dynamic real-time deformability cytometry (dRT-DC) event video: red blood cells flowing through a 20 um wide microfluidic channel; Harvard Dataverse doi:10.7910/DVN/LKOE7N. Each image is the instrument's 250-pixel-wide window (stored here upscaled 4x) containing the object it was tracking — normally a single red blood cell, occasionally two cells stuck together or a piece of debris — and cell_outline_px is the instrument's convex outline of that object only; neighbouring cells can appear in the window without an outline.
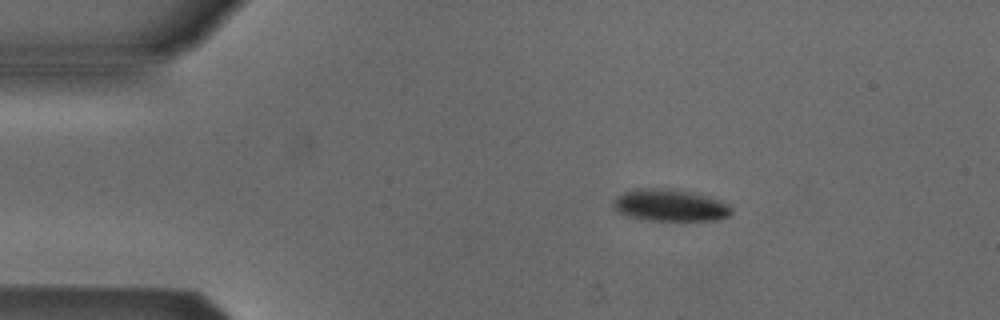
{"species": "Egyptian fruit bat (a non-hibernating species)", "species_latin": "Rousettus aegyptiacus", "temperature_condition": "cold", "stored_images_in_passage": 6, "camera_frame_rate_fps": 3000, "um_per_image_px": 0.085, "animal": {"sex": "male"}, "frame": {"image": 1, "passage_image": 3, "time_ms": 2.667, "image_size_px": [1000, 320], "cell_outline_px": [[732, 212], [728, 216], [716, 220], [648, 220], [624, 216], [616, 212], [612, 208], [612, 200], [616, 196], [624, 192], [636, 188], [676, 188], [692, 192], [720, 200], [728, 204], [732, 208]], "centroid_in_image_um": [56.88, 17.44], "position_along_channel_um": 28.1, "area_um2": 22.43}}
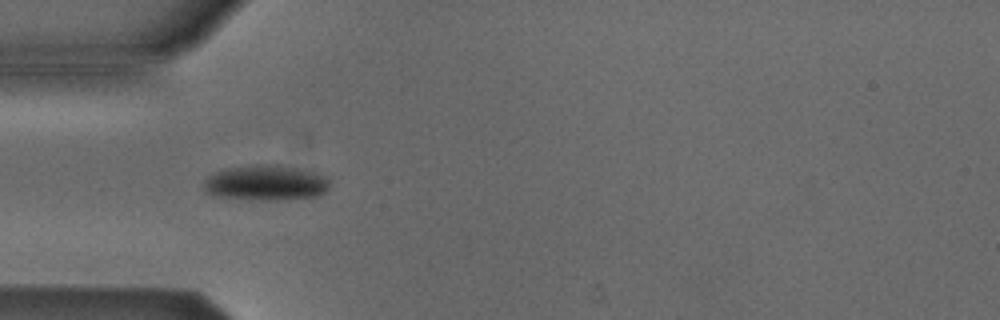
{"frame": {"image": 2, "passage_image": 5, "time_ms": 5.0, "image_size_px": [1000, 320], "cell_outline_px": [[328, 188], [320, 196], [276, 200], [248, 200], [220, 196], [204, 192], [204, 180], [208, 176], [216, 172], [228, 168], [260, 164], [276, 164], [296, 168], [312, 172], [324, 176], [328, 180]], "centroid_in_image_um": [22.57, 15.55], "position_along_channel_um": 62.4, "area_um2": 25.84}}
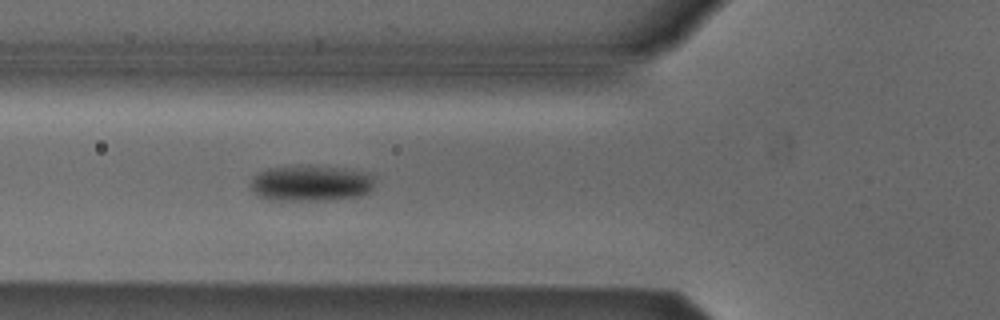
{"frame": {"image": 3, "passage_image": 6, "time_ms": 6.0, "image_size_px": [1000, 320], "cell_outline_px": [[376, 176], [372, 188], [368, 192], [360, 196], [324, 200], [268, 200], [256, 196], [248, 184], [256, 172], [268, 168], [308, 164], [344, 168], [368, 172]], "centroid_in_image_um": [26.39, 15.55], "position_along_channel_um": 99.4, "area_um2": 26.82}}